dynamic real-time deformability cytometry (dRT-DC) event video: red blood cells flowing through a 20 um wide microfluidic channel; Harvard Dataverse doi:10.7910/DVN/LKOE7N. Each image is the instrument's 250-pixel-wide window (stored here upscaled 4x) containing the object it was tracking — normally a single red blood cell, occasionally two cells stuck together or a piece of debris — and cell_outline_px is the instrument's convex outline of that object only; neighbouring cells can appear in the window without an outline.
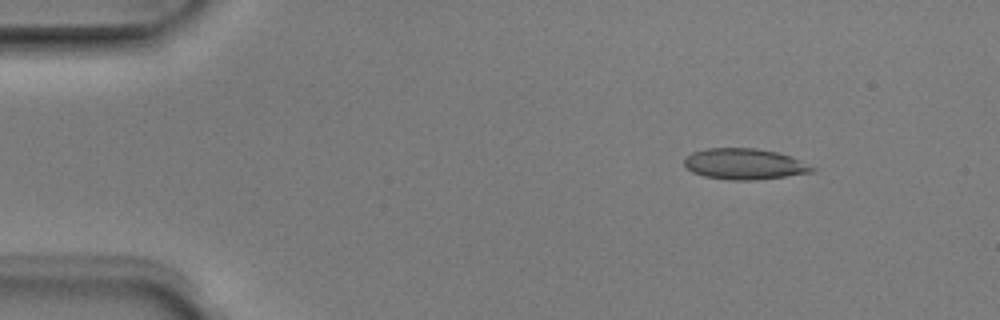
{"species": "Egyptian fruit bat (a non-hibernating species)", "species_latin": "Rousettus aegyptiacus", "temperature_condition": "room temperature", "stored_images_in_passage": 4, "camera_frame_rate_fps": 3000, "um_per_image_px": 0.085, "animal": {"sex": "male"}, "frame": {"image": 1, "passage_image": 1, "time_ms": 0.0, "image_size_px": [1000, 320], "cell_outline_px": [[820, 168], [816, 172], [752, 180], [732, 180], [704, 176], [692, 172], [684, 164], [684, 156], [692, 152], [704, 148], [756, 148], [776, 152], [792, 156]], "centroid_in_image_um": [63.32, 13.93], "position_along_channel_um": 21.7, "area_um2": 23.35}}
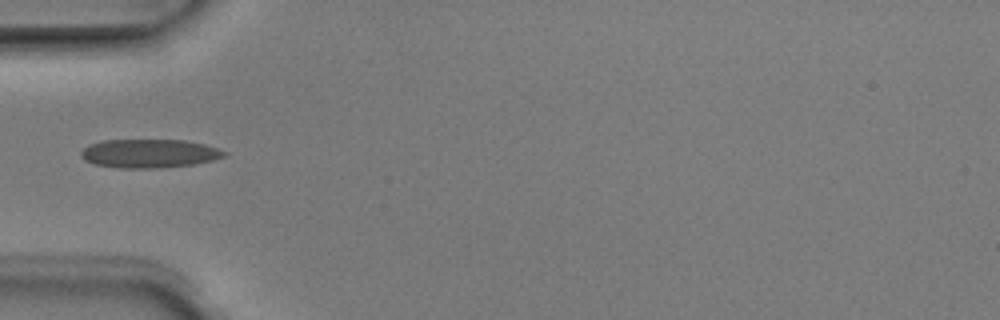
{"frame": {"image": 2, "passage_image": 4, "time_ms": 1.0, "image_size_px": [1000, 320], "cell_outline_px": [[228, 152], [224, 156], [212, 160], [192, 164], [160, 168], [120, 168], [92, 164], [84, 160], [80, 156], [80, 152], [88, 144], [100, 140], [184, 140], [204, 144]], "centroid_in_image_um": [12.62, 13.04], "position_along_channel_um": 72.4, "area_um2": 23.99}}